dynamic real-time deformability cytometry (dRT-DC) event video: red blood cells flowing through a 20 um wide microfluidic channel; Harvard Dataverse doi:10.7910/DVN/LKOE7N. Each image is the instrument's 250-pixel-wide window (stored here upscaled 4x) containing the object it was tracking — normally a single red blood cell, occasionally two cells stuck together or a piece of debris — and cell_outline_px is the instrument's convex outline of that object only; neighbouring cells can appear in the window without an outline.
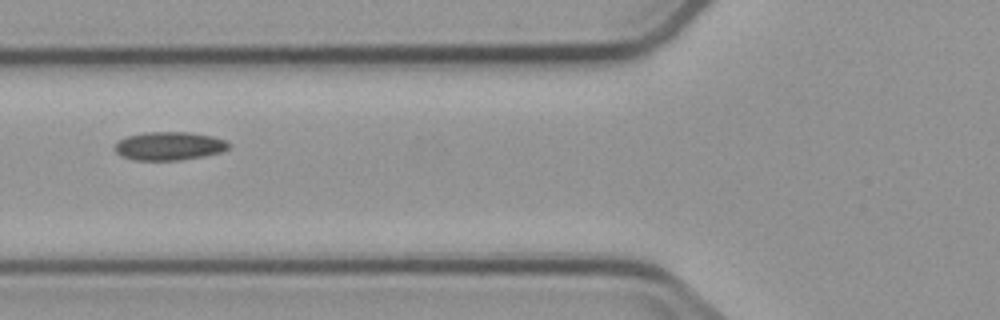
{"species": "common noctule bat (a hibernating species)", "species_latin": "Nyctalus noctula", "temperature_condition": "cold", "stored_images_in_passage": 6, "camera_frame_rate_fps": 3000, "um_per_image_px": 0.085, "animal": {"sex": "male", "body_mass_g": 23.1, "forearm_length_mm": 52.7}, "frame": {"image": 1, "passage_image": 6, "time_ms": 6.0, "image_size_px": [1000, 320], "cell_outline_px": [[232, 144], [228, 148], [220, 152], [204, 156], [180, 160], [132, 160], [120, 156], [112, 148], [120, 140], [128, 136], [144, 132], [188, 132], [212, 136], [228, 140]], "centroid_in_image_um": [14.38, 12.41], "position_along_channel_um": 111.4, "area_um2": 19.02}}